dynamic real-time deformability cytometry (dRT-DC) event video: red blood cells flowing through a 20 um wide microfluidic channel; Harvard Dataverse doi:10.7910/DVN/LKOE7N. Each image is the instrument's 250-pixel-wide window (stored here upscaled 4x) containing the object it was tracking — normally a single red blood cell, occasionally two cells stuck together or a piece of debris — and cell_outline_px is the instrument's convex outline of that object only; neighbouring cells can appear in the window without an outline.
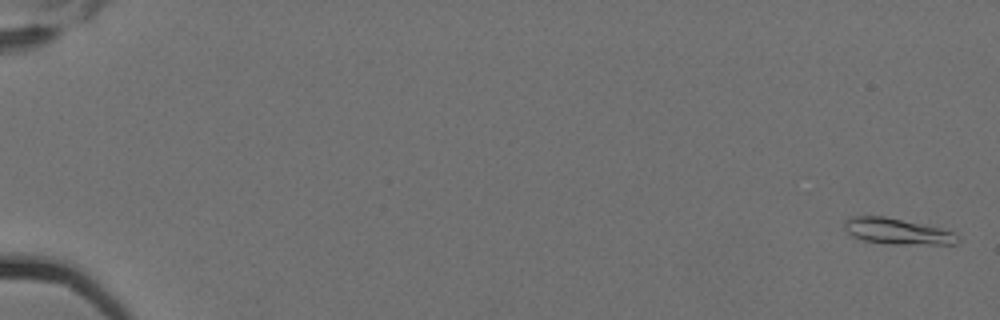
{"species": "Egyptian fruit bat (a non-hibernating species)", "species_latin": "Rousettus aegyptiacus", "temperature_condition": "cold", "stored_images_in_passage": 6, "camera_frame_rate_fps": 3000, "um_per_image_px": 0.085, "animal": {"sex": "female"}, "frame": {"image": 1, "passage_image": 1, "time_ms": 0.0, "image_size_px": [1000, 320], "cell_outline_px": [[960, 240], [956, 244], [892, 244], [864, 240], [852, 236], [844, 228], [844, 220], [848, 216], [884, 216], [940, 228], [952, 232], [960, 236]], "centroid_in_image_um": [76.25, 19.66], "position_along_channel_um": 8.8, "area_um2": 17.05}}